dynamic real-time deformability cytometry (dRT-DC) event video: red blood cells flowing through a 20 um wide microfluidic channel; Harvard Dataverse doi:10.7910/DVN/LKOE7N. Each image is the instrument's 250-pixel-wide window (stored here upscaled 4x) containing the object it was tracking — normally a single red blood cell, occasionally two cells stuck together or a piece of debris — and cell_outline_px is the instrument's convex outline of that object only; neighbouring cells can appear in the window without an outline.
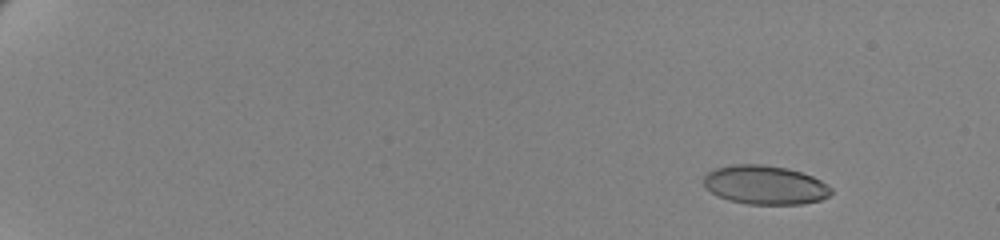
{"species": "human", "species_latin": "Homo sapiens", "temperature_condition": "cold", "stored_images_in_passage": 64, "camera_frame_rate_fps": 3000, "um_per_image_px": 0.085, "donor": {"sex": "female"}, "frame": {"image": 1, "passage_image": 9, "time_ms": 2.667, "image_size_px": [1000, 240], "cell_outline_px": [[832, 192], [828, 196], [820, 200], [804, 204], [748, 204], [728, 200], [716, 196], [704, 188], [704, 176], [708, 172], [716, 168], [732, 164], [764, 164], [788, 168], [812, 176], [820, 180], [832, 188]], "centroid_in_image_um": [65.0, 15.72], "position_along_channel_um": 20.0, "area_um2": 29.13}}
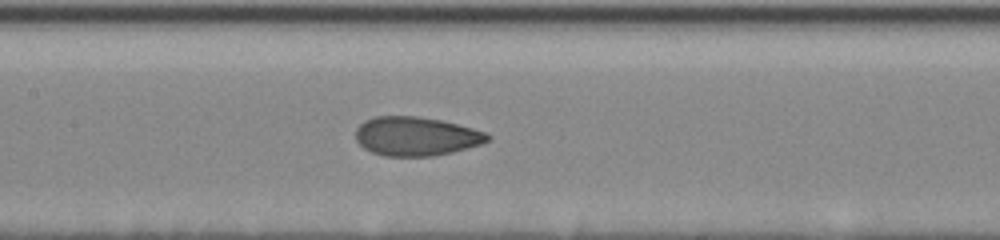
{"frame": {"image": 2, "passage_image": 36, "time_ms": 11.667, "image_size_px": [1000, 240], "cell_outline_px": [[492, 136], [488, 140], [480, 144], [452, 152], [432, 156], [384, 156], [372, 152], [364, 148], [356, 140], [356, 128], [364, 120], [376, 116], [416, 116], [440, 120], [472, 128], [484, 132]], "centroid_in_image_um": [35.33, 11.58], "position_along_channel_um": 172.1, "area_um2": 29.77}}
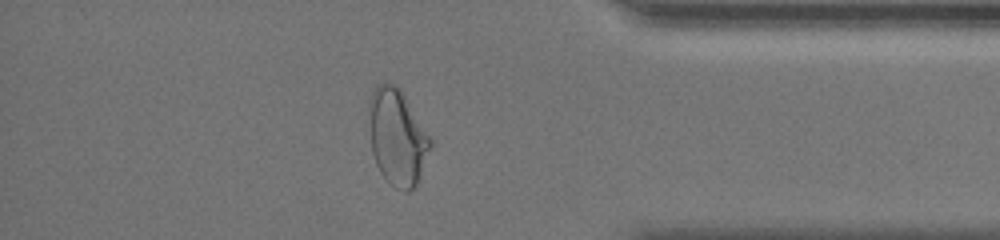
{"frame": {"image": 3, "passage_image": 57, "time_ms": 18.667, "image_size_px": [1000, 240], "cell_outline_px": [[432, 144], [416, 184], [408, 192], [404, 192], [396, 188], [380, 172], [376, 164], [372, 152], [368, 112], [368, 100], [376, 84], [396, 84], [400, 88], [432, 140]], "centroid_in_image_um": [33.74, 11.63], "position_along_channel_um": 401.5, "area_um2": 34.1}, "authors_computed_cell_mechanics": {"area_um2": 29.767, "velocity_mm_per_s": 3.4566, "shape_relaxation_time_tau1_ms": 9.5485, "shape_relaxation_time_tau2_ms": 1.0205, "deformation_change_tau1": 0.203, "deformation_change_tau2": 0.0662}}